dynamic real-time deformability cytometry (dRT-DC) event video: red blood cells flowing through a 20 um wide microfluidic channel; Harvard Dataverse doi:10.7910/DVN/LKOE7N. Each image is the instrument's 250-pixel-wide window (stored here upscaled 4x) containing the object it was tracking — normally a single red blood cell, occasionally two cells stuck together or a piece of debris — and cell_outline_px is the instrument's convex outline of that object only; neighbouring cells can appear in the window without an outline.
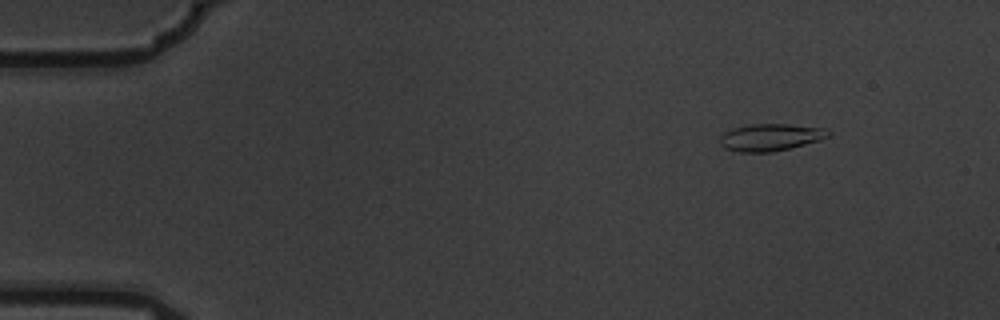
{"species": "common noctule bat (a hibernating species)", "species_latin": "Nyctalus noctula", "temperature_condition": "warm", "stored_images_in_passage": 4, "camera_frame_rate_fps": 3000, "um_per_image_px": 0.085, "animal": {"sex": "male", "body_mass_g": 19.5, "forearm_length_mm": 54.6}, "frame": {"image": 1, "passage_image": 1, "time_ms": 0.0, "image_size_px": [1000, 320], "cell_outline_px": [[832, 132], [828, 136], [820, 140], [772, 152], [740, 152], [724, 148], [720, 144], [720, 136], [724, 132], [732, 128], [748, 124], [788, 124], [824, 128]], "centroid_in_image_um": [65.46, 11.66], "position_along_channel_um": 19.5, "area_um2": 17.11}}